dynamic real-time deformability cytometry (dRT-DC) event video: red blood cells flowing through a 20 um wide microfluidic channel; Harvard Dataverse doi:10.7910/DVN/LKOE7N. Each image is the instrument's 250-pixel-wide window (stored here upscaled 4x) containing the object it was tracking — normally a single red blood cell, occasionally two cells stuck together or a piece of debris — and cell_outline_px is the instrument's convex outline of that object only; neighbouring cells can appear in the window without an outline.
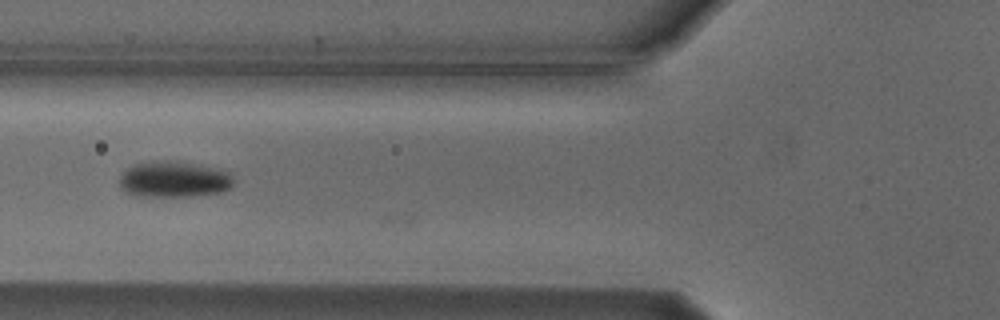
{"species": "Egyptian fruit bat (a non-hibernating species)", "species_latin": "Rousettus aegyptiacus", "temperature_condition": "cold", "stored_images_in_passage": 27, "camera_frame_rate_fps": 3000, "um_per_image_px": 0.085, "animal": {"sex": "male"}, "frame": {"image": 1, "passage_image": 8, "time_ms": 2.333, "image_size_px": [1000, 320], "cell_outline_px": [[236, 184], [220, 192], [196, 196], [132, 196], [120, 188], [120, 176], [132, 164], [152, 160], [180, 160], [200, 164], [232, 172]], "centroid_in_image_um": [14.81, 15.22], "position_along_channel_um": 111.0, "area_um2": 24.74}}
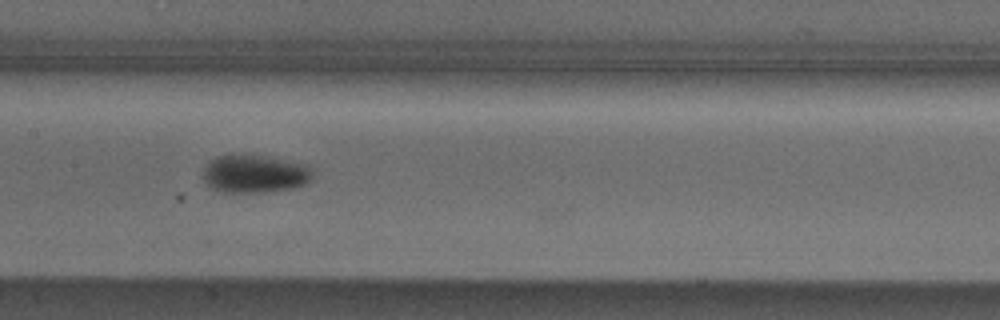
{"frame": {"image": 2, "passage_image": 14, "time_ms": 4.333, "image_size_px": [1000, 320], "cell_outline_px": [[312, 180], [304, 184], [292, 188], [260, 192], [224, 192], [212, 188], [200, 176], [204, 164], [208, 160], [216, 156], [232, 152], [268, 156], [308, 164], [312, 168]], "centroid_in_image_um": [21.59, 14.72], "position_along_channel_um": 185.8, "area_um2": 25.14}}
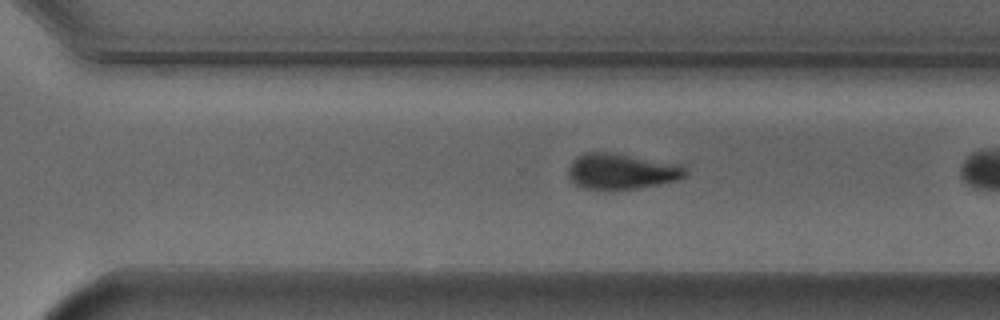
{"frame": {"image": 3, "passage_image": 22, "time_ms": 7.0, "image_size_px": [1000, 320], "cell_outline_px": [[688, 172], [684, 176], [676, 180], [660, 184], [636, 188], [584, 188], [576, 184], [568, 176], [568, 168], [572, 160], [588, 152], [608, 152], [680, 164], [688, 168]], "centroid_in_image_um": [52.85, 14.55], "position_along_channel_um": 317.7, "area_um2": 23.87}}